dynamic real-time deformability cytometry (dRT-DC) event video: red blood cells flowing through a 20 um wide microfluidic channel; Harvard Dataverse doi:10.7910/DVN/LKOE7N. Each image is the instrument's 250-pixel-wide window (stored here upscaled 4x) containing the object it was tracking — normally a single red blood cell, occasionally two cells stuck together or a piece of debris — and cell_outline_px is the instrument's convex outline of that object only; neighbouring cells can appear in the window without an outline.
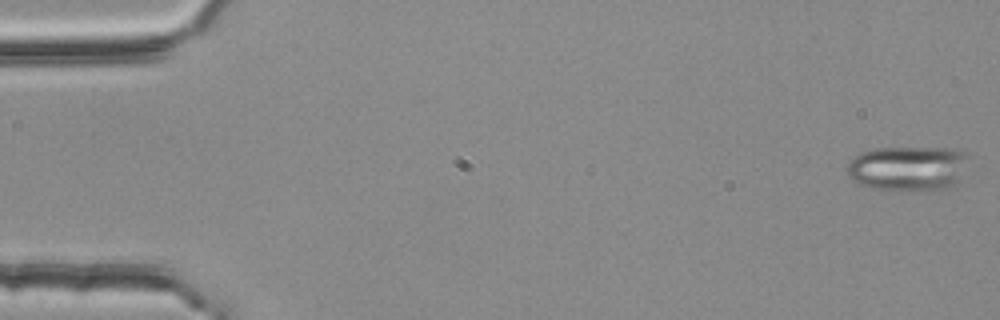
{"species": "common noctule bat (a hibernating species)", "species_latin": "Nyctalus noctula", "temperature_condition": "room temperature", "stored_images_in_passage": 4, "camera_frame_rate_fps": 3000, "um_per_image_px": 0.085, "animal": {"sex": "female", "body_mass_g": 25.1}, "frame": {"image": 1, "passage_image": 1, "time_ms": 0.0, "image_size_px": [1000, 320], "cell_outline_px": [[968, 156], [956, 184], [952, 188], [896, 192], [868, 188], [852, 180], [848, 176], [844, 168], [848, 160], [860, 152], [872, 148], [956, 148], [968, 152]], "centroid_in_image_um": [77.1, 14.32], "position_along_channel_um": 7.9, "area_um2": 32.71}}